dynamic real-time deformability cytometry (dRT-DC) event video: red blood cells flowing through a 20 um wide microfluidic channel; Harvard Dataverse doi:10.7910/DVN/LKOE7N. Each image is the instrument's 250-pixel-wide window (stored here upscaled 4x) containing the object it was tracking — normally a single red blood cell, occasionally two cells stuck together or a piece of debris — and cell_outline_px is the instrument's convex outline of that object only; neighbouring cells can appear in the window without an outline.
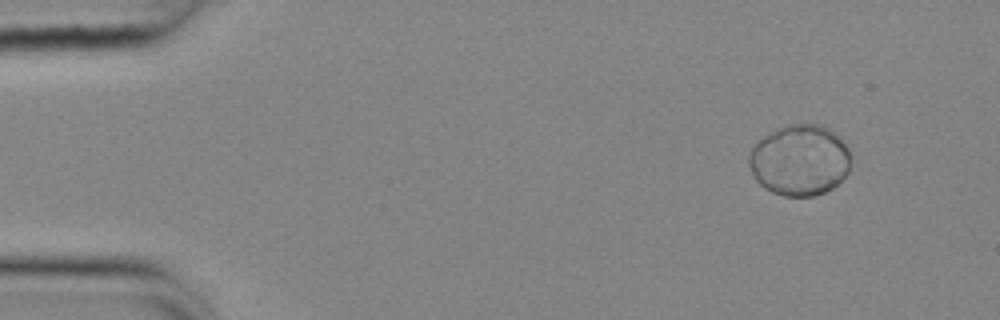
{"species": "common noctule bat (a hibernating species)", "species_latin": "Nyctalus noctula", "temperature_condition": "cold", "stored_images_in_passage": 12, "camera_frame_rate_fps": 3000, "um_per_image_px": 0.085, "animal": {"sex": "female", "body_mass_g": 25.1}, "frame": {"image": 1, "passage_image": 6, "time_ms": 1.667, "image_size_px": [1000, 320], "cell_outline_px": [[848, 172], [832, 188], [824, 192], [812, 196], [784, 196], [772, 192], [764, 188], [756, 180], [748, 164], [748, 152], [764, 136], [788, 124], [824, 124], [848, 148]], "centroid_in_image_um": [67.93, 13.62], "position_along_channel_um": 17.1, "area_um2": 41.62}}